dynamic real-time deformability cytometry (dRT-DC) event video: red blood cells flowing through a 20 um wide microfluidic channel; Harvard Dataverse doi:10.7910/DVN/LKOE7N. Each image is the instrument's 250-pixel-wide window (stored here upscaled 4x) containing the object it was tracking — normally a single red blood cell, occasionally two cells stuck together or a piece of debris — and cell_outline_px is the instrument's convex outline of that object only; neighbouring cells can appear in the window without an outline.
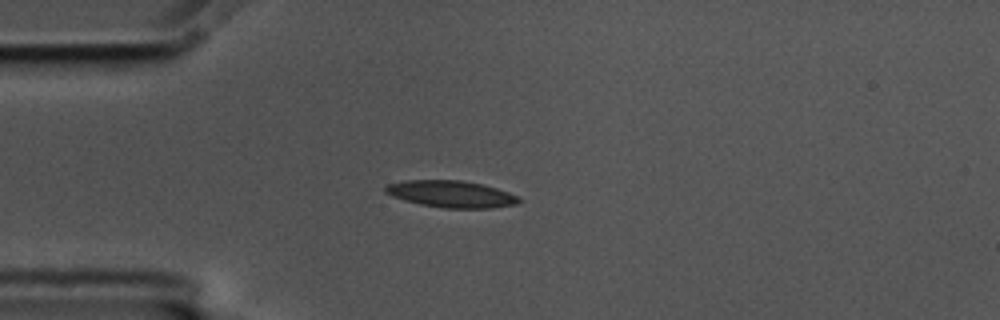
{"species": "common noctule bat (a hibernating species)", "species_latin": "Nyctalus noctula", "temperature_condition": "cold", "stored_images_in_passage": 9, "camera_frame_rate_fps": 3000, "um_per_image_px": 0.085, "animal": {"sex": "male", "body_mass_g": 17.5, "forearm_length_mm": 52.3}, "frame": {"image": 1, "passage_image": 3, "time_ms": 0.667, "image_size_px": [1000, 320], "cell_outline_px": [[520, 200], [516, 204], [492, 208], [444, 208], [420, 204], [404, 200], [392, 196], [384, 192], [384, 188], [388, 184], [408, 180], [460, 180], [480, 184], [496, 188], [508, 192], [516, 196]], "centroid_in_image_um": [38.31, 16.49], "position_along_channel_um": 46.7, "area_um2": 20.63}}
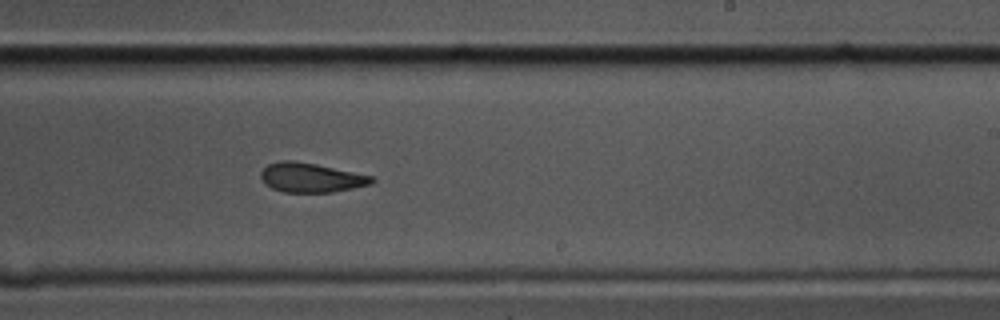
{"frame": {"image": 2, "passage_image": 9, "time_ms": 2.667, "image_size_px": [1000, 320], "cell_outline_px": [[376, 180], [372, 184], [332, 192], [284, 192], [272, 188], [264, 184], [260, 176], [260, 172], [268, 164], [280, 160], [292, 160], [316, 164], [372, 176]], "centroid_in_image_um": [26.41, 15.09], "position_along_channel_um": 262.6, "area_um2": 18.96}}